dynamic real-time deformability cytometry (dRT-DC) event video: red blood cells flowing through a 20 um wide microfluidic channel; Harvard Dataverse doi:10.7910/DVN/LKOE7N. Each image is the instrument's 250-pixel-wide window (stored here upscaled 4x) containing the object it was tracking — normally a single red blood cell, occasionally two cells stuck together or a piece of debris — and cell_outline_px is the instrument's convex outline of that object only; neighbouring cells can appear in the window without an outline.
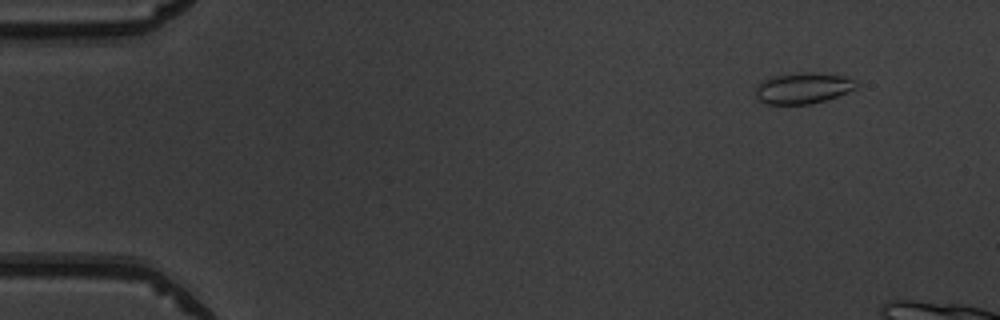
{"species": "common noctule bat (a hibernating species)", "species_latin": "Nyctalus noctula", "temperature_condition": "warm", "stored_images_in_passage": 10, "camera_frame_rate_fps": 3000, "um_per_image_px": 0.085, "animal": {"sex": "male", "body_mass_g": 19.5, "forearm_length_mm": 54.6}, "frame": {"image": 1, "passage_image": 2, "time_ms": 0.333, "image_size_px": [1000, 320], "cell_outline_px": [[856, 88], [848, 92], [824, 100], [808, 104], [768, 104], [760, 100], [756, 96], [756, 88], [760, 80], [772, 76], [800, 72], [812, 72], [844, 76], [856, 80]], "centroid_in_image_um": [68.23, 7.47], "position_along_channel_um": 16.8, "area_um2": 18.15}}